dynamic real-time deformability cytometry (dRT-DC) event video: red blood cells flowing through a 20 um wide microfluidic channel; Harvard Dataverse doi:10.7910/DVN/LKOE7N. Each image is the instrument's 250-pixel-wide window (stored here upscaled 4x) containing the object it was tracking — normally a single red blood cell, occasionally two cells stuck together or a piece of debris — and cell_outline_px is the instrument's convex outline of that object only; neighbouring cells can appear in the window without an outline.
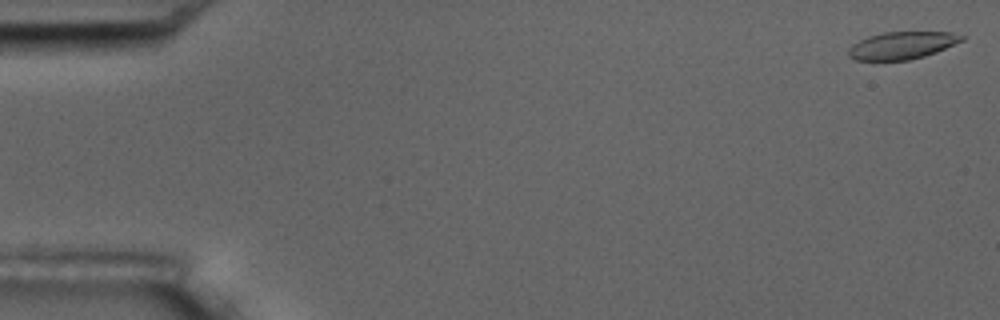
{"species": "common noctule bat (a hibernating species)", "species_latin": "Nyctalus noctula", "temperature_condition": "room temperature", "stored_images_in_passage": 16, "camera_frame_rate_fps": 3000, "um_per_image_px": 0.085, "animal": {"sex": "male", "body_mass_g": 17.5, "forearm_length_mm": 52.3}, "frame": {"image": 1, "passage_image": 1, "time_ms": 0.0, "image_size_px": [1000, 320], "cell_outline_px": [[964, 40], [936, 52], [924, 56], [908, 60], [856, 60], [848, 56], [848, 48], [852, 44], [868, 36], [884, 32], [952, 32], [964, 36]], "centroid_in_image_um": [76.66, 3.85], "position_along_channel_um": 8.3, "area_um2": 18.03}}
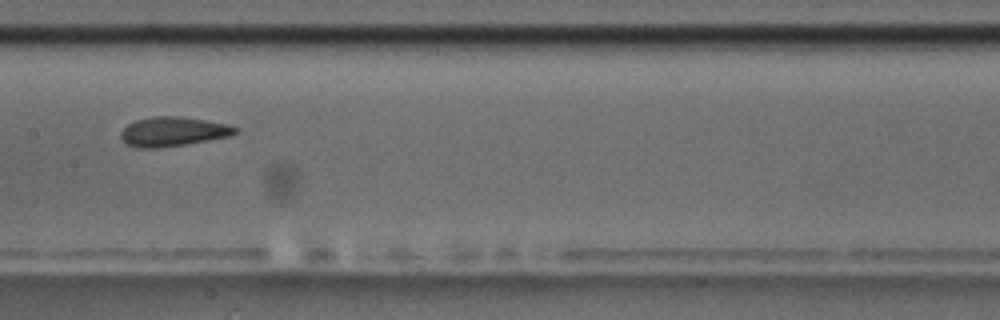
{"frame": {"image": 2, "passage_image": 9, "time_ms": 9.333, "image_size_px": [1000, 320], "cell_outline_px": [[240, 128], [236, 132], [228, 136], [208, 140], [160, 148], [140, 148], [128, 144], [120, 136], [120, 132], [128, 124], [136, 120], [152, 116], [176, 116], [204, 120], [228, 124]], "centroid_in_image_um": [14.7, 11.18], "position_along_channel_um": 192.7, "area_um2": 19.36}}
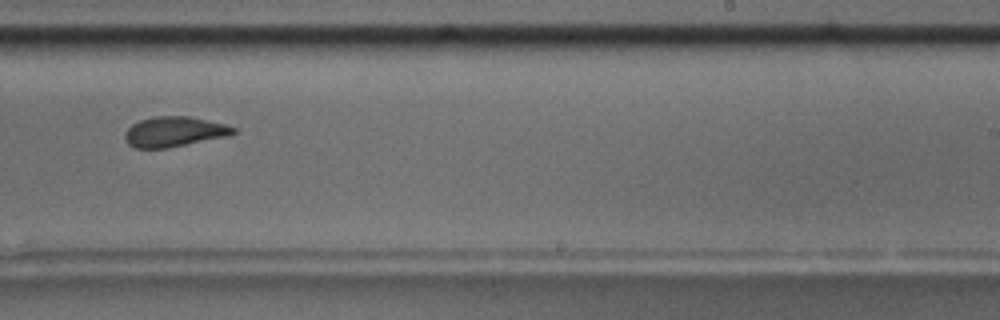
{"frame": {"image": 3, "passage_image": 11, "time_ms": 11.667, "image_size_px": [1000, 320], "cell_outline_px": [[236, 132], [232, 136], [168, 148], [136, 148], [128, 144], [124, 140], [124, 136], [128, 128], [132, 124], [140, 120], [156, 116], [188, 116], [224, 124], [236, 128]], "centroid_in_image_um": [14.83, 11.21], "position_along_channel_um": 274.2, "area_um2": 19.19}, "authors_computed_cell_mechanics": {"area_um2": 19.5942, "velocity_mm_per_s": 3.4994, "shape_relaxation_time_tau1_ms": 3.8278, "shape_relaxation_time_tau2_ms": 2.2374, "deformation_change_tau1": 0.1286, "deformation_change_tau2": 0.0858}}